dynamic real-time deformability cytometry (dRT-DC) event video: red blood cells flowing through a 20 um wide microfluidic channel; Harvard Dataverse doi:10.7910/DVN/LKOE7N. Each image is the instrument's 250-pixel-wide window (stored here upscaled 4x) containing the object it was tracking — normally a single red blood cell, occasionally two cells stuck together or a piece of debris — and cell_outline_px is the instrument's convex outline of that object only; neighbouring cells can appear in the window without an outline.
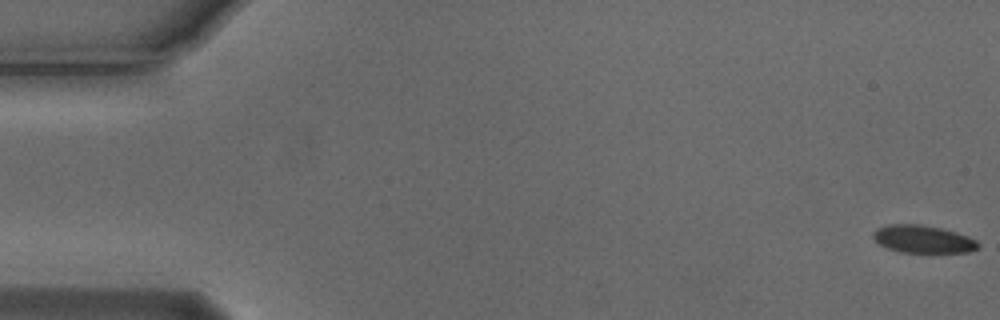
{"species": "Egyptian fruit bat (a non-hibernating species)", "species_latin": "Rousettus aegyptiacus", "temperature_condition": "cold", "stored_images_in_passage": 8, "camera_frame_rate_fps": 3000, "um_per_image_px": 0.085, "animal": {"sex": "male"}, "frame": {"image": 1, "passage_image": 1, "time_ms": 0.0, "image_size_px": [1000, 320], "cell_outline_px": [[980, 244], [976, 248], [968, 252], [900, 252], [888, 248], [880, 244], [872, 236], [872, 232], [876, 228], [888, 224], [920, 224], [940, 228], [956, 232], [968, 236], [976, 240]], "centroid_in_image_um": [78.43, 20.31], "position_along_channel_um": 6.6, "area_um2": 16.82}}
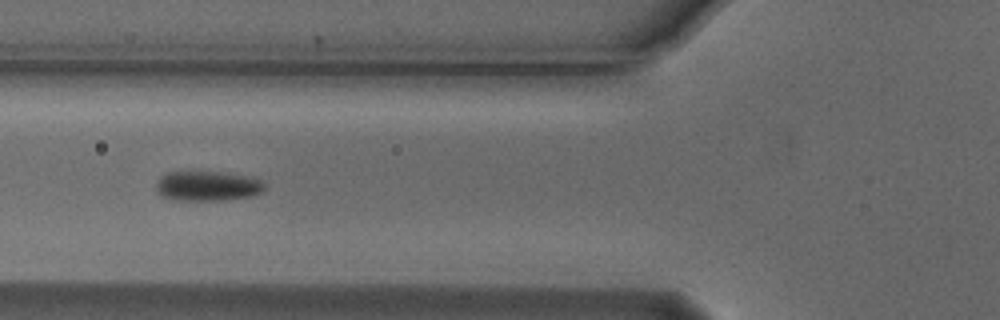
{"frame": {"image": 2, "passage_image": 6, "time_ms": 1.667, "image_size_px": [1000, 320], "cell_outline_px": [[264, 188], [260, 192], [252, 196], [224, 200], [172, 200], [160, 196], [156, 188], [156, 184], [160, 176], [168, 172], [224, 172], [248, 176], [260, 180], [264, 184]], "centroid_in_image_um": [17.6, 15.81], "position_along_channel_um": 108.2, "area_um2": 18.9}}
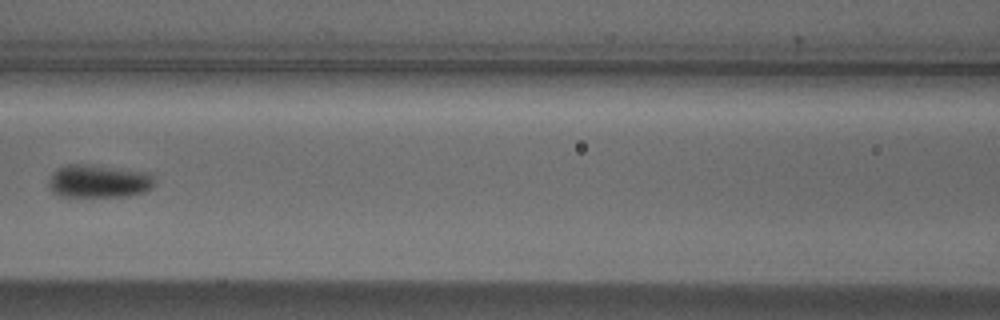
{"frame": {"image": 3, "passage_image": 7, "time_ms": 2.0, "image_size_px": [1000, 320], "cell_outline_px": [[156, 184], [152, 188], [144, 192], [128, 196], [60, 196], [52, 192], [48, 184], [48, 180], [60, 168], [68, 164], [84, 164], [152, 172]], "centroid_in_image_um": [8.46, 15.4], "position_along_channel_um": 158.1, "area_um2": 20.4}}